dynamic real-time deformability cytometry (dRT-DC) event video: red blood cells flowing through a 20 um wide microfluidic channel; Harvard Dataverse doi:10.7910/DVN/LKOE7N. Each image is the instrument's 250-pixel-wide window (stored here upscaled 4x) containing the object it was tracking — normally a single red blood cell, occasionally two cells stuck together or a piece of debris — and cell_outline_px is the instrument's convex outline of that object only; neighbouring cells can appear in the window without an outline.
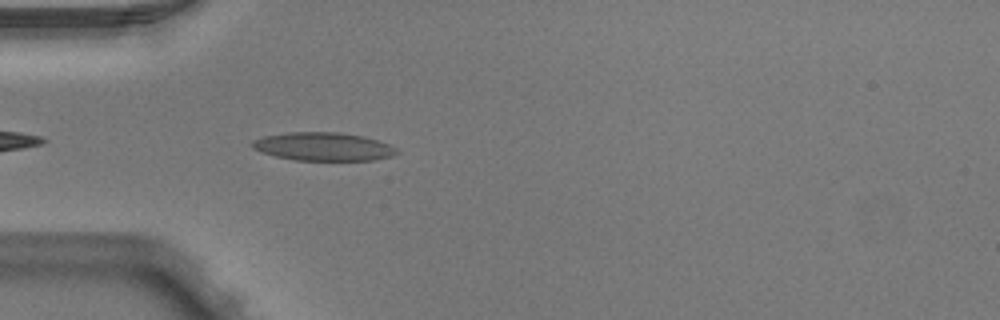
{"species": "Egyptian fruit bat (a non-hibernating species)", "species_latin": "Rousettus aegyptiacus", "temperature_condition": "warm", "stored_images_in_passage": 4, "camera_frame_rate_fps": 3000, "um_per_image_px": 0.085, "animal": {"sex": "male"}, "frame": {"image": 1, "passage_image": 4, "time_ms": 1.0, "image_size_px": [1000, 320], "cell_outline_px": [[400, 152], [392, 156], [372, 160], [296, 160], [276, 156], [260, 152], [252, 148], [248, 144], [252, 140], [264, 136], [288, 132], [340, 132], [364, 136], [388, 144], [396, 148]], "centroid_in_image_um": [27.44, 12.45], "position_along_channel_um": 57.6, "area_um2": 23.93}}